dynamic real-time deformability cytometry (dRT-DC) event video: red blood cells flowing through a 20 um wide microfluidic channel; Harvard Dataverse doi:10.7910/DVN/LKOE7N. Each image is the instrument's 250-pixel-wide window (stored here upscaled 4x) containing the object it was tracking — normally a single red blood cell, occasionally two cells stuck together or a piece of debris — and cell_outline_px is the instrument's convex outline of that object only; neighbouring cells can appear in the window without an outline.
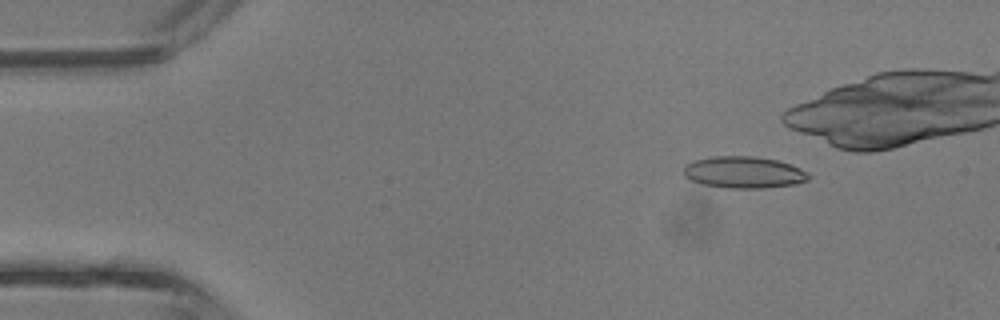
{"species": "common noctule bat (a hibernating species)", "species_latin": "Nyctalus noctula", "temperature_condition": "room temperature", "stored_images_in_passage": 3, "camera_frame_rate_fps": 3000, "um_per_image_px": 0.085, "animal": {"sex": "male", "body_mass_g": 13.3}, "frame": {"image": 1, "passage_image": 1, "time_ms": 0.0, "image_size_px": [1000, 320], "cell_outline_px": [[812, 176], [808, 180], [796, 184], [764, 188], [728, 188], [704, 184], [692, 180], [684, 176], [684, 164], [692, 160], [712, 156], [752, 156], [776, 160], [800, 168], [808, 172]], "centroid_in_image_um": [63.22, 14.64], "position_along_channel_um": 21.8, "area_um2": 23.18}}